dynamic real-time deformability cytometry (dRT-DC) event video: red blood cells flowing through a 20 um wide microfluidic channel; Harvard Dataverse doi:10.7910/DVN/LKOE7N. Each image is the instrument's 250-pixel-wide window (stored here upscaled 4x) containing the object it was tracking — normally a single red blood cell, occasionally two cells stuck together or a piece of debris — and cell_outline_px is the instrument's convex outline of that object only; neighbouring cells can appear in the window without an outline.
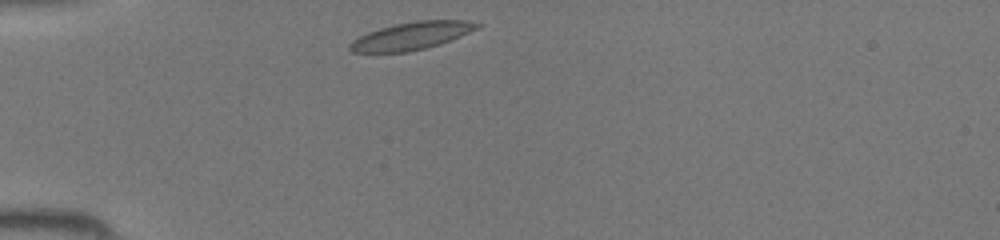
{"species": "common noctule bat (a hibernating species)", "species_latin": "Nyctalus noctula", "temperature_condition": "room temperature", "stored_images_in_passage": 33, "camera_frame_rate_fps": 3000, "um_per_image_px": 0.085, "animal": {"sex": "female", "body_mass_g": 19.5, "forearm_length_mm": 54.1}, "frame": {"image": 1, "passage_image": 1, "time_ms": 0.0, "image_size_px": [1000, 240], "cell_outline_px": [[484, 24], [480, 28], [440, 44], [408, 52], [352, 52], [348, 48], [348, 44], [352, 40], [368, 32], [380, 28], [396, 24], [420, 20], [464, 20]], "centroid_in_image_um": [35.0, 3.04], "position_along_channel_um": 50.0, "area_um2": 20.4}}
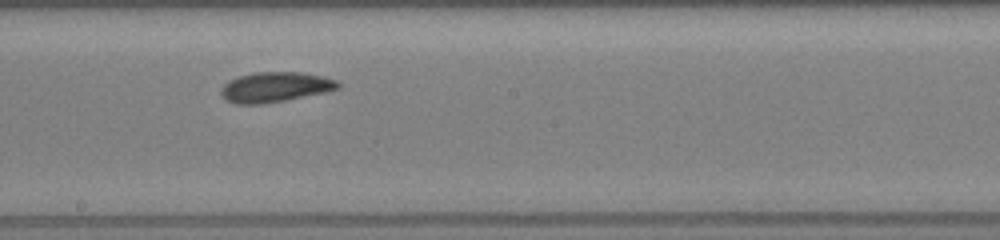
{"frame": {"image": 2, "passage_image": 14, "time_ms": 4.333, "image_size_px": [1000, 240], "cell_outline_px": [[340, 88], [324, 92], [284, 100], [260, 104], [236, 104], [224, 100], [220, 92], [220, 88], [228, 80], [240, 76], [256, 72], [300, 72], [324, 76], [336, 80], [340, 84]], "centroid_in_image_um": [23.35, 7.4], "position_along_channel_um": 224.8, "area_um2": 20.46}}
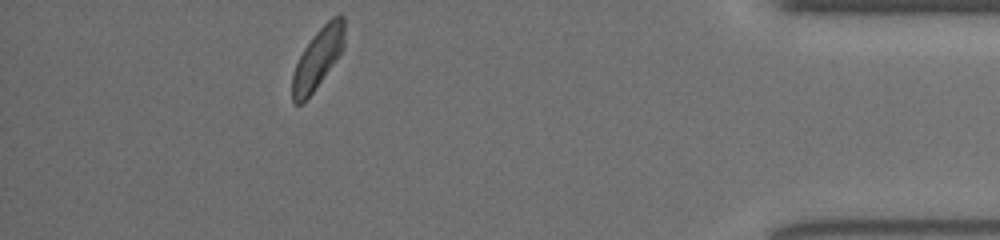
{"frame": {"image": 3, "passage_image": 29, "time_ms": 9.333, "image_size_px": [1000, 240], "cell_outline_px": [[344, 48], [304, 104], [296, 104], [292, 100], [292, 76], [296, 64], [304, 48], [312, 36], [332, 16], [340, 12], [344, 16]], "centroid_in_image_um": [27.02, 4.94], "position_along_channel_um": 408.2, "area_um2": 18.26}}